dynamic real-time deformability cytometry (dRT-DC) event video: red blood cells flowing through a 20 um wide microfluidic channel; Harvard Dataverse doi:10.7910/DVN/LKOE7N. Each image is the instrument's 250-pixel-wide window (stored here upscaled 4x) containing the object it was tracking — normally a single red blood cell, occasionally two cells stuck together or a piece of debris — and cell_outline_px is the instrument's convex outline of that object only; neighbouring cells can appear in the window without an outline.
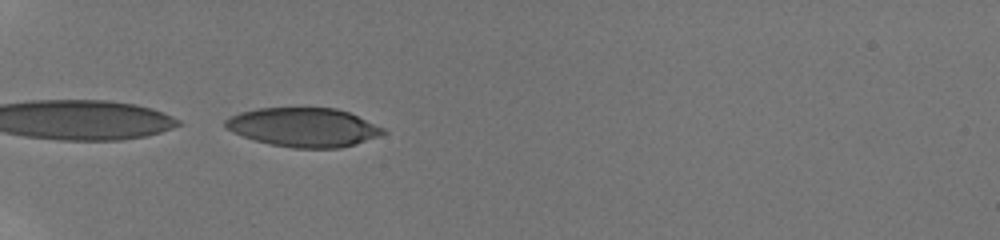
{"species": "human", "species_latin": "Homo sapiens", "temperature_condition": "room temperature", "stored_images_in_passage": 21, "camera_frame_rate_fps": 3000, "um_per_image_px": 0.085, "donor": {"sex": "male"}, "frame": {"image": 1, "passage_image": 1, "time_ms": 0.0, "image_size_px": [1000, 240], "cell_outline_px": [[388, 132], [380, 136], [356, 144], [340, 148], [292, 148], [272, 144], [256, 140], [232, 132], [224, 128], [224, 120], [240, 112], [256, 108], [336, 108], [348, 112], [384, 128]], "centroid_in_image_um": [25.81, 10.82], "position_along_channel_um": 59.2, "area_um2": 35.78}}
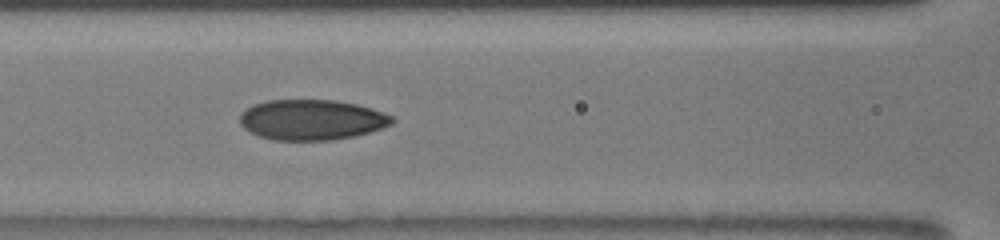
{"frame": {"image": 2, "passage_image": 15, "time_ms": 2.667, "image_size_px": [1000, 240], "cell_outline_px": [[396, 120], [392, 124], [384, 128], [356, 136], [332, 140], [272, 140], [256, 136], [244, 128], [240, 124], [240, 116], [252, 104], [268, 100], [336, 100], [356, 104], [372, 108], [384, 112], [392, 116]], "centroid_in_image_um": [26.52, 10.19], "position_along_channel_um": 140.1, "area_um2": 36.18}}